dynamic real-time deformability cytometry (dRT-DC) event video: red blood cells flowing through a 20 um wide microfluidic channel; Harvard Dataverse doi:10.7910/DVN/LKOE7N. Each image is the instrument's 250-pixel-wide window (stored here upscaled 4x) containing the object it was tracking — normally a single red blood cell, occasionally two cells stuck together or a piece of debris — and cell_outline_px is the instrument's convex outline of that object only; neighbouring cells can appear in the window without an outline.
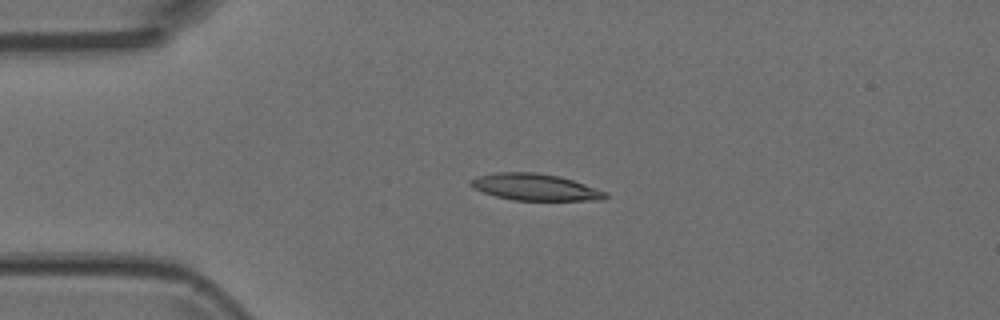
{"species": "Egyptian fruit bat (a non-hibernating species)", "species_latin": "Rousettus aegyptiacus", "temperature_condition": "room temperature", "stored_images_in_passage": 2, "camera_frame_rate_fps": 3000, "um_per_image_px": 0.085, "animal": {"sex": "female"}, "frame": {"image": 1, "passage_image": 1, "time_ms": 0.0, "image_size_px": [1000, 320], "cell_outline_px": [[608, 196], [604, 200], [512, 200], [496, 196], [472, 188], [468, 184], [468, 180], [476, 176], [500, 172], [532, 172], [560, 176], [608, 192]], "centroid_in_image_um": [45.46, 15.9], "position_along_channel_um": 39.5, "area_um2": 20.98}}